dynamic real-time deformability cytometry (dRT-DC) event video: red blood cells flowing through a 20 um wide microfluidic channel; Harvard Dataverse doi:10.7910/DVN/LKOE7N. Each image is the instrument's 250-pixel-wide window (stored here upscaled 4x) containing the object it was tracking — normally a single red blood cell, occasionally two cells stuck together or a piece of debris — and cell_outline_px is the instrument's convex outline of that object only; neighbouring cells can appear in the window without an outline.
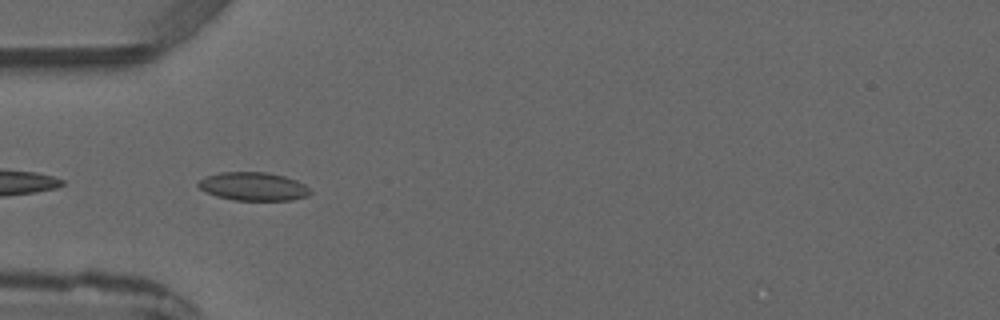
{"species": "common noctule bat (a hibernating species)", "species_latin": "Nyctalus noctula", "temperature_condition": "warm", "stored_images_in_passage": 5, "camera_frame_rate_fps": 3000, "um_per_image_px": 0.085, "animal": {"sex": "male", "forearm_length_mm": 52.5}, "frame": {"image": 1, "passage_image": 4, "time_ms": 4.333, "image_size_px": [1000, 320], "cell_outline_px": [[312, 192], [308, 196], [292, 200], [232, 200], [216, 196], [200, 188], [196, 184], [200, 180], [208, 176], [220, 172], [268, 172], [284, 176], [296, 180], [304, 184]], "centroid_in_image_um": [21.55, 15.85], "position_along_channel_um": 63.4, "area_um2": 18.44}}
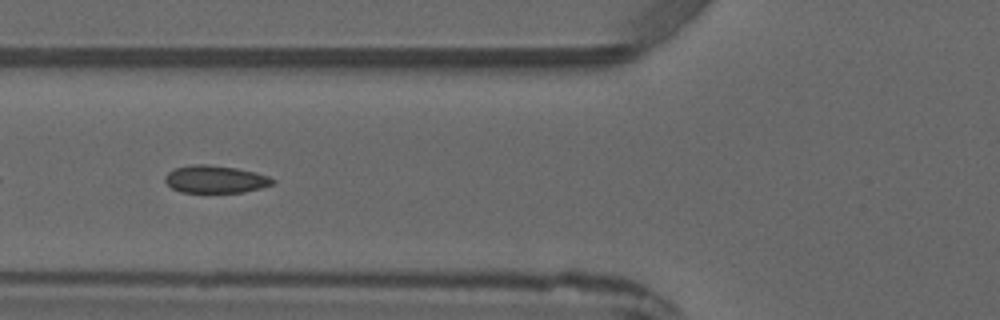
{"frame": {"image": 2, "passage_image": 5, "time_ms": 5.333, "image_size_px": [1000, 320], "cell_outline_px": [[276, 180], [272, 184], [260, 188], [244, 192], [180, 192], [172, 188], [164, 180], [164, 176], [168, 172], [176, 168], [192, 164], [208, 164], [236, 168], [256, 172], [268, 176]], "centroid_in_image_um": [18.29, 15.23], "position_along_channel_um": 107.5, "area_um2": 17.22}}